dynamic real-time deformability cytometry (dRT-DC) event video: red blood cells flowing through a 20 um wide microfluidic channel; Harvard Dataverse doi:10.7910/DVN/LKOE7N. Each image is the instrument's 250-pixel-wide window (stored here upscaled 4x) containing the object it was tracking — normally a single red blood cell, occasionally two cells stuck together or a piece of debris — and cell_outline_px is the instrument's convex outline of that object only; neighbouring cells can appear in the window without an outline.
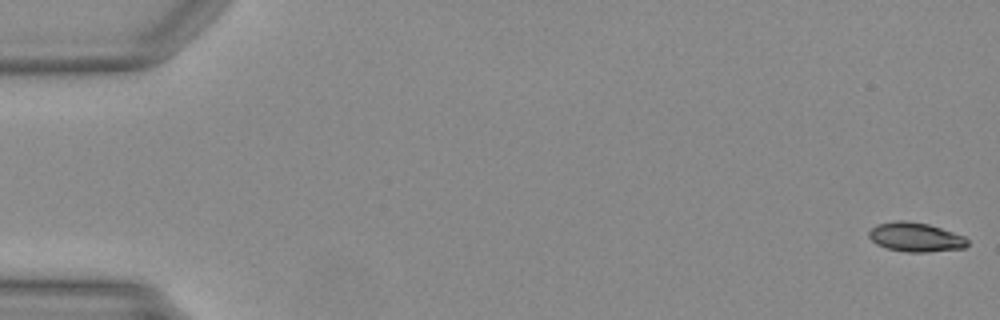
{"species": "Egyptian fruit bat (a non-hibernating species)", "species_latin": "Rousettus aegyptiacus", "temperature_condition": "warm", "stored_images_in_passage": 8, "camera_frame_rate_fps": 3000, "um_per_image_px": 0.085, "animal": {"sex": "female"}, "frame": {"image": 1, "passage_image": 1, "time_ms": 0.0, "image_size_px": [1000, 320], "cell_outline_px": [[968, 244], [964, 248], [924, 252], [908, 252], [888, 248], [876, 244], [868, 236], [868, 232], [876, 224], [896, 220], [904, 220], [928, 224], [964, 236], [968, 240]], "centroid_in_image_um": [77.8, 20.15], "position_along_channel_um": 7.2, "area_um2": 16.65}}